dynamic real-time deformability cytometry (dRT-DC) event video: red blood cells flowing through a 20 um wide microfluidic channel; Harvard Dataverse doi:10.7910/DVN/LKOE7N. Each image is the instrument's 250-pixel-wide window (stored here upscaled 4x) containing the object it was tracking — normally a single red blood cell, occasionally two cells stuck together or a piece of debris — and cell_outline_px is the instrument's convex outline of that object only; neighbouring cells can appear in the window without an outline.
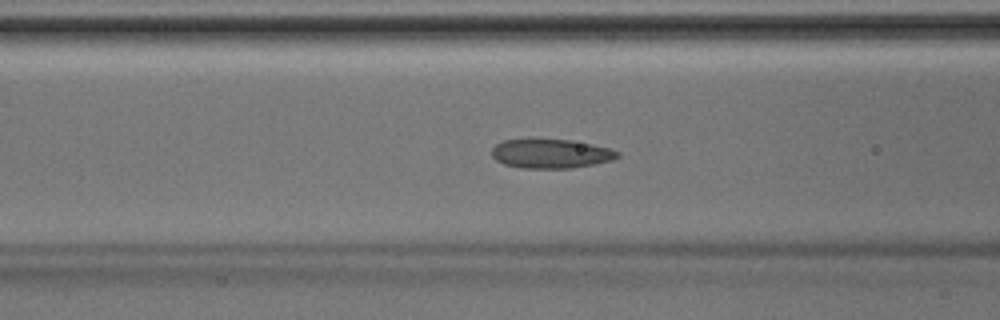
{"species": "Egyptian fruit bat (a non-hibernating species)", "species_latin": "Rousettus aegyptiacus", "temperature_condition": "room temperature", "stored_images_in_passage": 39, "camera_frame_rate_fps": 3000, "um_per_image_px": 0.085, "animal": {"sex": "male"}, "frame": {"image": 1, "passage_image": 13, "time_ms": 4.0, "image_size_px": [1000, 320], "cell_outline_px": [[620, 156], [612, 160], [572, 168], [520, 168], [504, 164], [496, 160], [492, 156], [492, 148], [496, 144], [504, 140], [528, 136], [572, 140], [592, 144], [608, 148], [620, 152]], "centroid_in_image_um": [46.76, 13.01], "position_along_channel_um": 119.8, "area_um2": 22.14}}
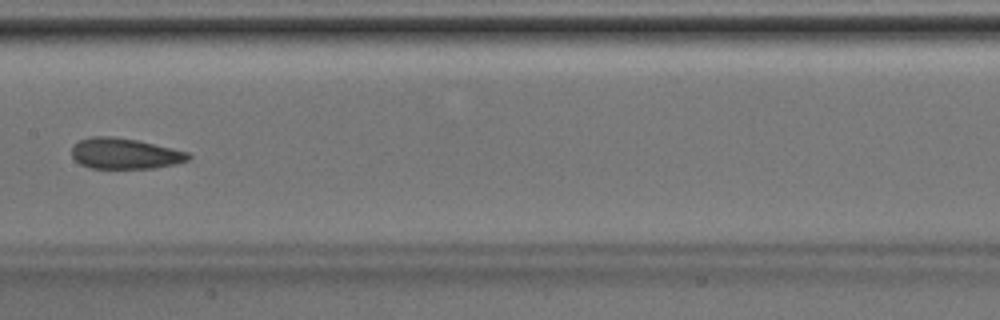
{"frame": {"image": 2, "passage_image": 18, "time_ms": 5.667, "image_size_px": [1000, 320], "cell_outline_px": [[192, 156], [188, 160], [176, 164], [156, 168], [88, 168], [80, 164], [72, 156], [72, 144], [80, 140], [92, 136], [112, 136], [136, 140], [188, 152]], "centroid_in_image_um": [10.59, 13.06], "position_along_channel_um": 196.8, "area_um2": 20.92}}
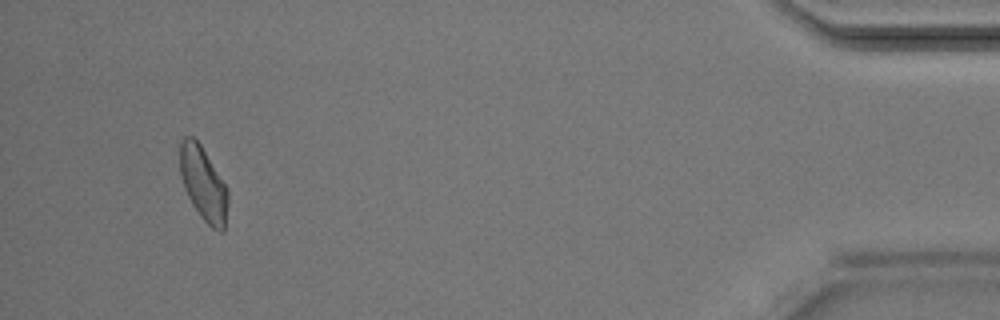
{"frame": {"image": 3, "passage_image": 37, "time_ms": 12.0, "image_size_px": [1000, 320], "cell_outline_px": [[228, 204], [224, 232], [220, 232], [212, 228], [200, 216], [192, 204], [184, 188], [180, 172], [180, 140], [184, 136], [192, 136], [200, 144], [228, 188]], "centroid_in_image_um": [17.29, 15.63], "position_along_channel_um": 417.9, "area_um2": 20.69}}